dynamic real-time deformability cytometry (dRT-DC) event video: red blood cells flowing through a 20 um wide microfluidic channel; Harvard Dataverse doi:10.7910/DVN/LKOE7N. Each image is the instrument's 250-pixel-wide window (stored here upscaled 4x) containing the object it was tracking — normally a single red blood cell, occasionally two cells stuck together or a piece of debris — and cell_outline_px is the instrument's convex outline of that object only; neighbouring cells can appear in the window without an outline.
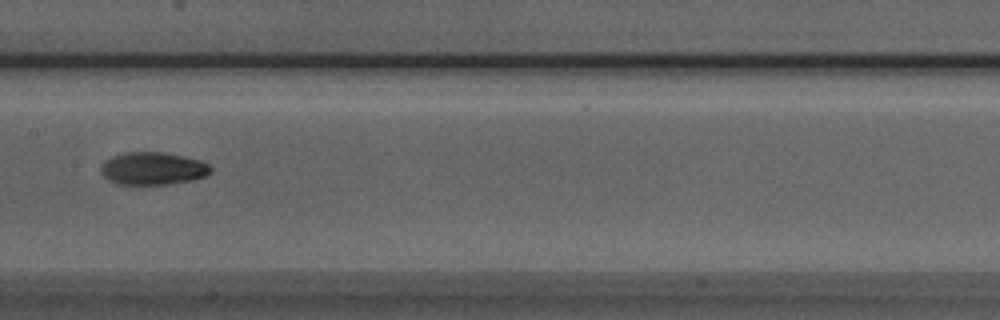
{"species": "Egyptian fruit bat (a non-hibernating species)", "species_latin": "Rousettus aegyptiacus", "temperature_condition": "room temperature", "stored_images_in_passage": 6, "camera_frame_rate_fps": 3000, "um_per_image_px": 0.085, "animal": {"sex": "male"}, "frame": {"image": 1, "passage_image": 6, "time_ms": 1.667, "image_size_px": [1000, 320], "cell_outline_px": [[212, 172], [208, 176], [192, 180], [168, 184], [116, 184], [108, 180], [100, 172], [100, 164], [104, 160], [112, 156], [128, 152], [164, 152], [184, 156], [200, 160], [208, 164], [212, 168]], "centroid_in_image_um": [12.99, 14.32], "position_along_channel_um": 194.4, "area_um2": 21.15}}